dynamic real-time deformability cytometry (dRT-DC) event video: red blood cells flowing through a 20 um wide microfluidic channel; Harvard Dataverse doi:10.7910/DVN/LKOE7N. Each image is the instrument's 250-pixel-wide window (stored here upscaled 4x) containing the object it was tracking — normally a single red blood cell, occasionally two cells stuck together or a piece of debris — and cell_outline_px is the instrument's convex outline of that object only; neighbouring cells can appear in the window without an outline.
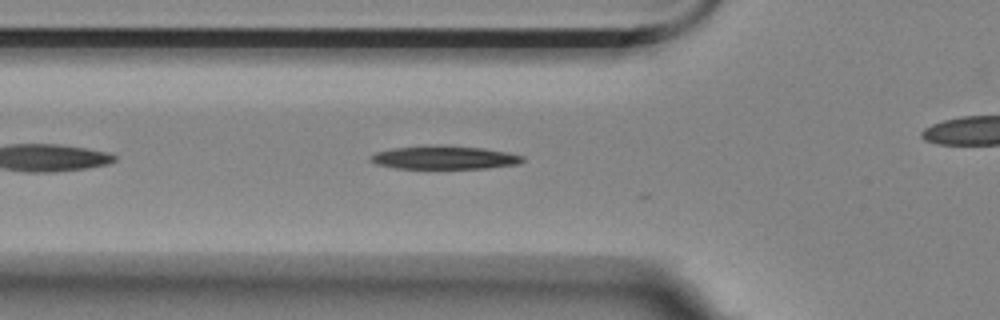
{"species": "Egyptian fruit bat (a non-hibernating species)", "species_latin": "Rousettus aegyptiacus", "temperature_condition": "room temperature", "stored_images_in_passage": 6, "camera_frame_rate_fps": 3000, "um_per_image_px": 0.085, "animal": {"sex": "female"}, "frame": {"image": 1, "passage_image": 2, "time_ms": 0.333, "image_size_px": [1000, 320], "cell_outline_px": [[524, 160], [516, 164], [488, 168], [392, 168], [376, 164], [368, 160], [368, 156], [376, 152], [392, 148], [484, 148], [508, 152], [524, 156]], "centroid_in_image_um": [37.75, 13.44], "position_along_channel_um": 88.0, "area_um2": 19.59}}